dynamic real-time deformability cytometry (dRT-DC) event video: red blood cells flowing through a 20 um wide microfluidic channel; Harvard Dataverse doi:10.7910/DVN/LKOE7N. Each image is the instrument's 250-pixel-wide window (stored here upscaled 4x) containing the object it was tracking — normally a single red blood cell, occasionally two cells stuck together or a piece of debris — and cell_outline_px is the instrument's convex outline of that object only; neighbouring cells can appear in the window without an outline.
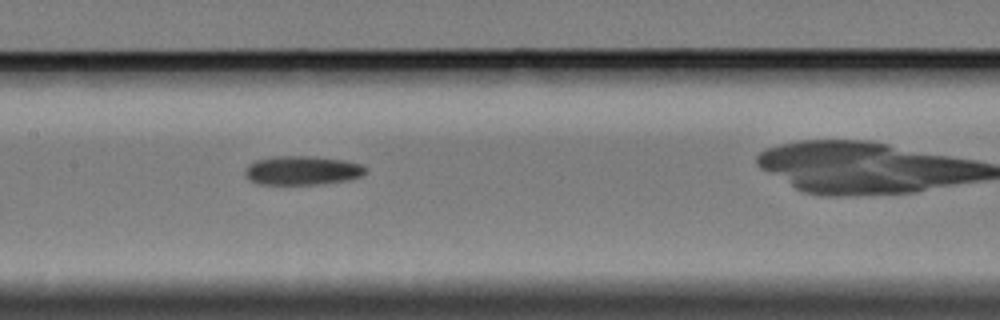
{"species": "Egyptian fruit bat (a non-hibernating species)", "species_latin": "Rousettus aegyptiacus", "temperature_condition": "cold", "stored_images_in_passage": 6, "segment_of_instrument_passage": [1, 2], "camera_frame_rate_fps": 3000, "um_per_image_px": 0.085, "animal": {"sex": "female"}, "frame": {"image": 1, "passage_image": 5, "time_ms": 4.667, "image_size_px": [1000, 320], "cell_outline_px": [[368, 172], [360, 176], [348, 180], [316, 184], [256, 184], [248, 180], [244, 176], [244, 168], [248, 164], [256, 160], [276, 156], [316, 156], [344, 160], [364, 164], [368, 168]], "centroid_in_image_um": [25.68, 14.48], "position_along_channel_um": 181.7, "area_um2": 20.75}}